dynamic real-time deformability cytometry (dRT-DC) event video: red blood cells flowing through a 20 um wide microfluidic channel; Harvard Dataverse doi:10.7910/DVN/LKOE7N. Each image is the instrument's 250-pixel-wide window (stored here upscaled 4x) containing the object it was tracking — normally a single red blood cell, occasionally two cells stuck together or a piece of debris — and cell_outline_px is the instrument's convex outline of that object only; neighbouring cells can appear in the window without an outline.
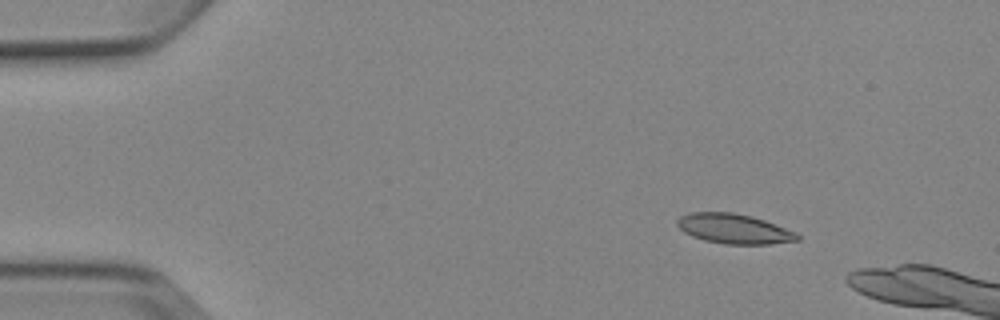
{"species": "Egyptian fruit bat (a non-hibernating species)", "species_latin": "Rousettus aegyptiacus", "temperature_condition": "cold", "stored_images_in_passage": 3, "camera_frame_rate_fps": 3000, "um_per_image_px": 0.085, "animal": {"sex": "female"}, "frame": {"image": 1, "passage_image": 2, "time_ms": 1.333, "image_size_px": [1000, 320], "cell_outline_px": [[800, 240], [768, 244], [724, 244], [704, 240], [692, 236], [684, 232], [676, 224], [676, 220], [680, 216], [688, 212], [732, 212], [752, 216], [764, 220], [796, 232], [800, 236]], "centroid_in_image_um": [62.37, 19.44], "position_along_channel_um": 22.6, "area_um2": 20.92}}